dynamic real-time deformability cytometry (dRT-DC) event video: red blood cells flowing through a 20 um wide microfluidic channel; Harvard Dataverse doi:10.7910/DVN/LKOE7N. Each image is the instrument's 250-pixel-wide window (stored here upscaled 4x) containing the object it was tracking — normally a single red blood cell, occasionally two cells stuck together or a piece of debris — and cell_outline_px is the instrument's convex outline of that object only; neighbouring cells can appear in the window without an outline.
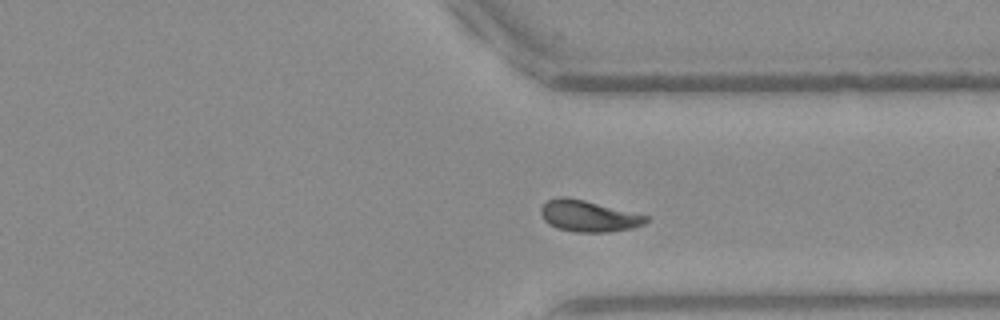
{"species": "Egyptian fruit bat (a non-hibernating species)", "species_latin": "Rousettus aegyptiacus", "temperature_condition": "warm", "stored_images_in_passage": 47, "camera_frame_rate_fps": 3000, "um_per_image_px": 0.085, "frame": {"image": 1, "passage_image": 34, "time_ms": 11.0, "image_size_px": [1000, 320], "cell_outline_px": [[648, 220], [644, 224], [632, 228], [608, 232], [576, 232], [556, 228], [548, 224], [544, 220], [540, 212], [540, 208], [548, 200], [560, 196], [564, 196], [584, 200], [648, 216]], "centroid_in_image_um": [49.99, 18.37], "position_along_channel_um": 361.4, "area_um2": 19.07}, "authors_computed_cell_mechanics": {"area_um2": 19.074, "velocity_mm_per_s": 3.9762, "shape_relaxation_time_tau1_ms": 3.7506, "shape_relaxation_time_tau2_ms": 1.3114, "deformation_change_tau1": 0.1399, "deformation_change_tau2": 0.0619}}